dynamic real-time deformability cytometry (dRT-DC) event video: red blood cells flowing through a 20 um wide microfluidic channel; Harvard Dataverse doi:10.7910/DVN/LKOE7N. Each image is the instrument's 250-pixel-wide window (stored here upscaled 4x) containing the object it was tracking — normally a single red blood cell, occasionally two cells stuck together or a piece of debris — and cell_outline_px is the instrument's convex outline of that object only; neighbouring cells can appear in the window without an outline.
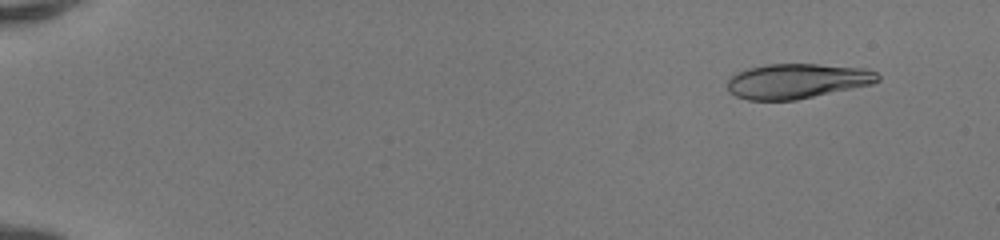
{"species": "human", "species_latin": "Homo sapiens", "temperature_condition": "room temperature", "stored_images_in_passage": 51, "camera_frame_rate_fps": 3000, "um_per_image_px": 0.085, "donor": {"sex": "female"}, "frame": {"image": 1, "passage_image": 5, "time_ms": 1.333, "image_size_px": [1000, 240], "cell_outline_px": [[880, 80], [872, 84], [796, 100], [748, 100], [736, 96], [728, 92], [728, 80], [736, 72], [748, 68], [764, 64], [820, 64], [864, 68], [876, 72], [880, 76]], "centroid_in_image_um": [67.74, 6.88], "position_along_channel_um": 17.3, "area_um2": 30.69}}
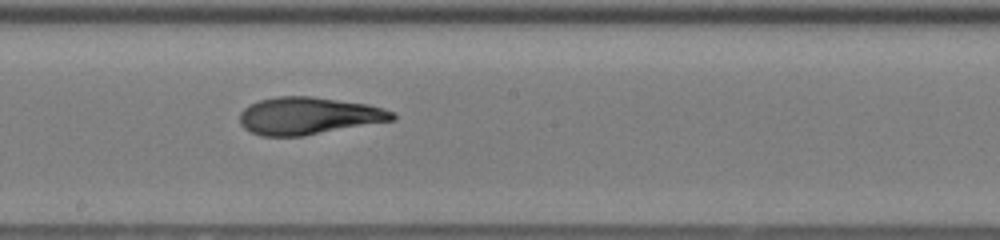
{"frame": {"image": 2, "passage_image": 31, "time_ms": 10.0, "image_size_px": [1000, 240], "cell_outline_px": [[396, 120], [304, 136], [260, 136], [244, 128], [240, 124], [240, 112], [248, 104], [260, 100], [276, 96], [312, 96], [368, 104], [384, 108], [392, 112], [396, 116]], "centroid_in_image_um": [26.23, 9.84], "position_along_channel_um": 222.0, "area_um2": 33.47}}
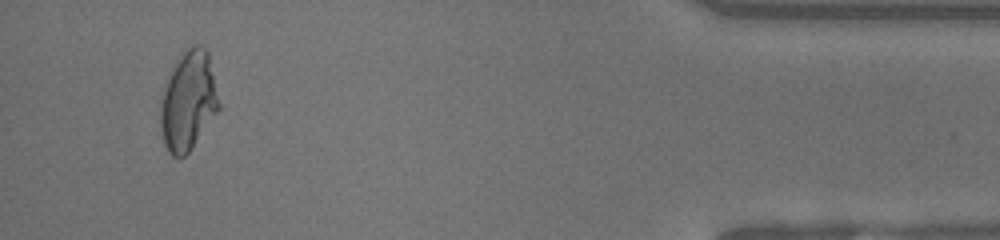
{"frame": {"image": 3, "passage_image": 49, "time_ms": 16.0, "image_size_px": [1000, 240], "cell_outline_px": [[220, 108], [192, 148], [184, 156], [172, 156], [168, 152], [164, 144], [160, 128], [160, 104], [164, 88], [172, 68], [180, 56], [192, 44], [200, 44], [208, 52], [220, 104]], "centroid_in_image_um": [16.0, 8.59], "position_along_channel_um": 419.2, "area_um2": 33.58}, "authors_computed_cell_mechanics": {"area_um2": 32.657, "velocity_mm_per_s": 4.2033, "shape_relaxation_time_tau1_ms": 4.6839, "shape_relaxation_time_tau2_ms": 1.1356, "deformation_change_tau1": 0.2473, "deformation_change_tau2": 0.0938}}